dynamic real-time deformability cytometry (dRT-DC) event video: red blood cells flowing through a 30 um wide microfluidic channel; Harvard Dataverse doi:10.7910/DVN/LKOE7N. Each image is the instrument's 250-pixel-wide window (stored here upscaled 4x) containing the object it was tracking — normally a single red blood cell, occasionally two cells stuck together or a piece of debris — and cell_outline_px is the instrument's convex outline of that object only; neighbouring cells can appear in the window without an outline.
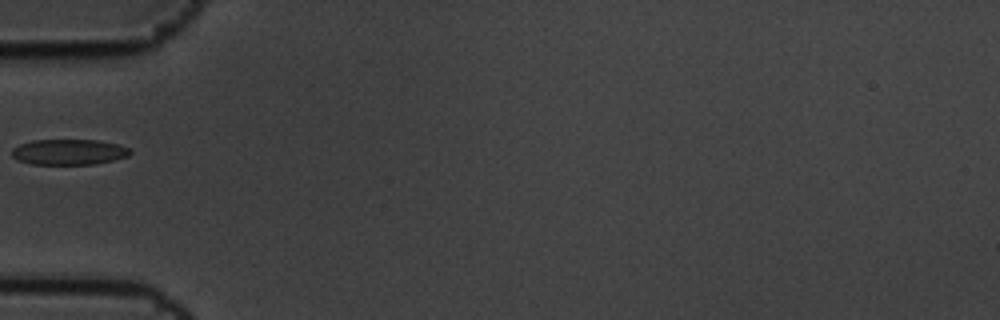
{"species": "common noctule bat (a hibernating species)", "species_latin": "Nyctalus noctula", "temperature_condition": "cold", "stored_images_in_passage": 13, "camera_frame_rate_fps": 3000, "um_per_image_px": 0.085, "animal": {"sex": "male", "body_mass_g": 19.5, "forearm_length_mm": 54.6}, "frame": {"image": 1, "passage_image": 3, "time_ms": 0.667, "image_size_px": [1000, 320], "cell_outline_px": [[132, 152], [128, 156], [112, 160], [92, 164], [32, 164], [16, 160], [12, 156], [12, 148], [20, 144], [32, 140], [100, 140], [120, 144], [128, 148]], "centroid_in_image_um": [5.84, 12.91], "position_along_channel_um": 79.2, "area_um2": 17.69}}
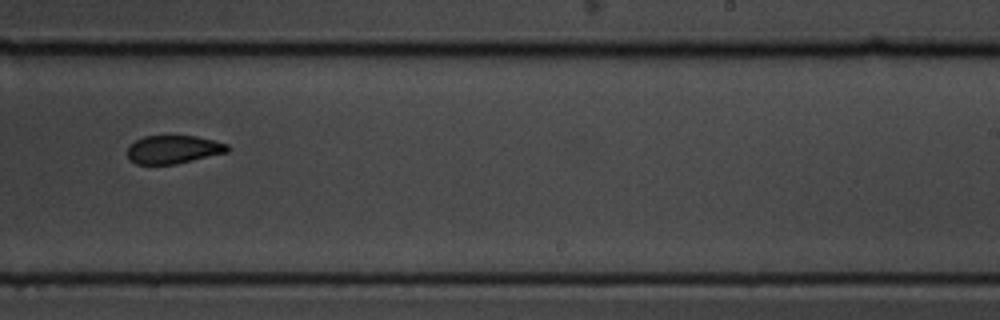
{"frame": {"image": 2, "passage_image": 8, "time_ms": 2.333, "image_size_px": [1000, 320], "cell_outline_px": [[228, 152], [176, 164], [136, 164], [128, 160], [128, 144], [144, 136], [196, 136], [228, 144]], "centroid_in_image_um": [14.7, 12.71], "position_along_channel_um": 274.3, "area_um2": 16.47}}
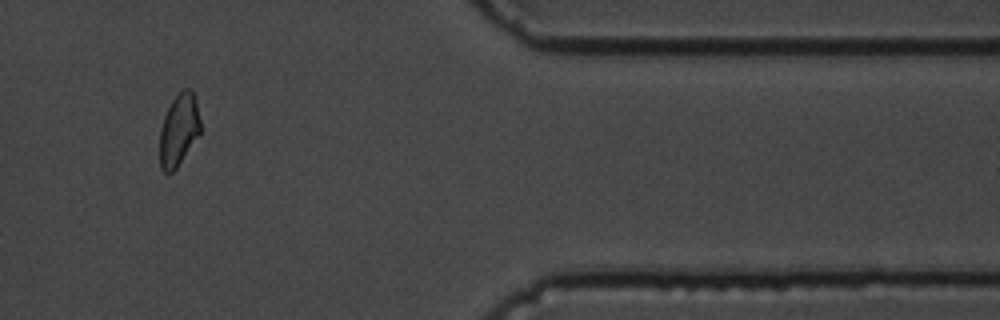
{"frame": {"image": 3, "passage_image": 11, "time_ms": 3.333, "image_size_px": [1000, 320], "cell_outline_px": [[200, 132], [176, 168], [172, 172], [164, 172], [160, 168], [160, 128], [164, 116], [172, 100], [184, 88], [192, 88], [196, 100], [200, 120]], "centroid_in_image_um": [15.19, 11.01], "position_along_channel_um": 396.2, "area_um2": 16.88}}